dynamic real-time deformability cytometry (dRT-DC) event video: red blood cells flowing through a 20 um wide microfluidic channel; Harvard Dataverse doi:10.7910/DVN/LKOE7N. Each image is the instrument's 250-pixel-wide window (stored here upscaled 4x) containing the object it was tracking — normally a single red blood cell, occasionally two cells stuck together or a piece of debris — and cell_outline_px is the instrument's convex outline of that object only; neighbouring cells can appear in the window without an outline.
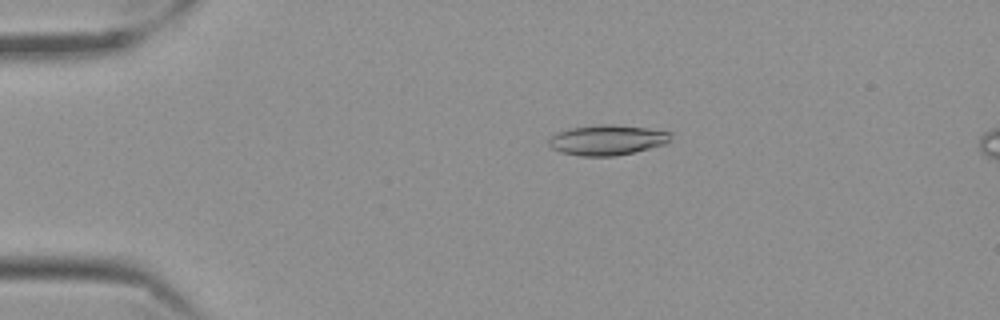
{"species": "Egyptian fruit bat (a non-hibernating species)", "species_latin": "Rousettus aegyptiacus", "temperature_condition": "cold", "stored_images_in_passage": 54, "camera_frame_rate_fps": 3000, "um_per_image_px": 0.085, "frame": {"image": 1, "passage_image": 8, "time_ms": 2.333, "image_size_px": [1000, 320], "cell_outline_px": [[672, 132], [668, 144], [616, 156], [580, 156], [560, 152], [552, 148], [548, 144], [548, 140], [552, 136], [568, 128], [600, 124], [612, 124], [648, 128]], "centroid_in_image_um": [51.63, 11.9], "position_along_channel_um": 33.4, "area_um2": 21.62}}
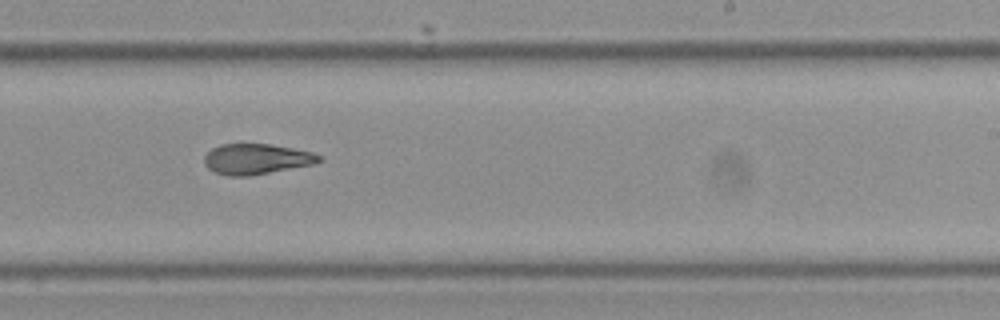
{"frame": {"image": 2, "passage_image": 32, "time_ms": 10.333, "image_size_px": [1000, 320], "cell_outline_px": [[320, 160], [312, 164], [248, 176], [228, 176], [216, 172], [208, 168], [204, 164], [204, 156], [212, 148], [220, 144], [272, 144], [312, 152], [320, 156]], "centroid_in_image_um": [21.74, 13.51], "position_along_channel_um": 267.3, "area_um2": 20.11}}
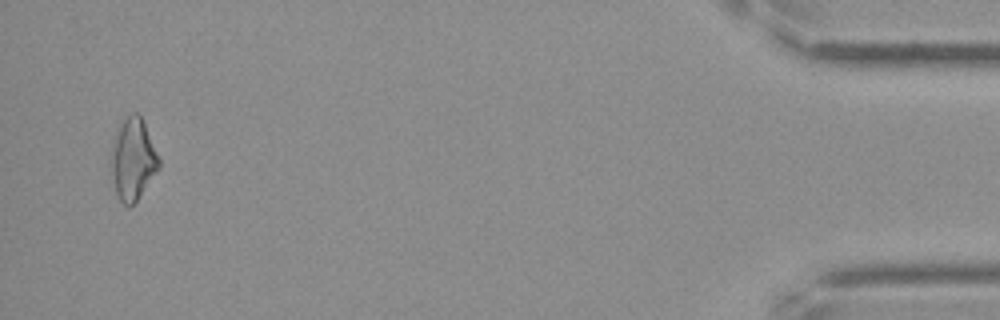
{"frame": {"image": 3, "passage_image": 52, "time_ms": 17.0, "image_size_px": [1000, 320], "cell_outline_px": [[160, 168], [136, 200], [128, 208], [120, 200], [116, 192], [112, 172], [112, 148], [116, 136], [124, 120], [132, 112], [136, 112], [140, 116], [144, 124], [160, 160]], "centroid_in_image_um": [11.33, 13.57], "position_along_channel_um": 423.9, "area_um2": 21.79}, "authors_computed_cell_mechanics": {"area_um2": 21.097, "velocity_mm_per_s": 3.5358, "shape_relaxation_time_tau1_ms": 6.4566, "shape_relaxation_time_tau2_ms": 5.5407, "deformation_change_tau1": 0.1461, "deformation_change_tau2": 0.14}}